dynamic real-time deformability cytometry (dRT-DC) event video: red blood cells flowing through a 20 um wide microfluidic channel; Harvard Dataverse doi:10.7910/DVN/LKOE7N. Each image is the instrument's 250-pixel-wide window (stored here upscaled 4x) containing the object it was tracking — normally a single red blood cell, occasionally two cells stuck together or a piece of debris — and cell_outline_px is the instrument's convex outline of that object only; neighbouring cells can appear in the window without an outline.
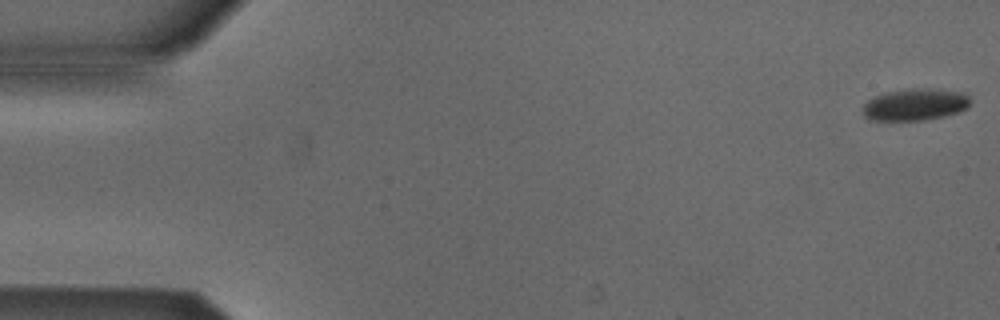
{"species": "Egyptian fruit bat (a non-hibernating species)", "species_latin": "Rousettus aegyptiacus", "temperature_condition": "cold", "stored_images_in_passage": 11, "camera_frame_rate_fps": 3000, "um_per_image_px": 0.085, "animal": {"sex": "male"}, "frame": {"image": 1, "passage_image": 1, "time_ms": 0.0, "image_size_px": [1000, 320], "cell_outline_px": [[968, 108], [944, 116], [924, 120], [872, 120], [864, 116], [864, 104], [868, 100], [876, 96], [888, 92], [912, 88], [940, 88], [964, 92], [968, 96]], "centroid_in_image_um": [77.82, 8.87], "position_along_channel_um": 7.2, "area_um2": 19.88}}